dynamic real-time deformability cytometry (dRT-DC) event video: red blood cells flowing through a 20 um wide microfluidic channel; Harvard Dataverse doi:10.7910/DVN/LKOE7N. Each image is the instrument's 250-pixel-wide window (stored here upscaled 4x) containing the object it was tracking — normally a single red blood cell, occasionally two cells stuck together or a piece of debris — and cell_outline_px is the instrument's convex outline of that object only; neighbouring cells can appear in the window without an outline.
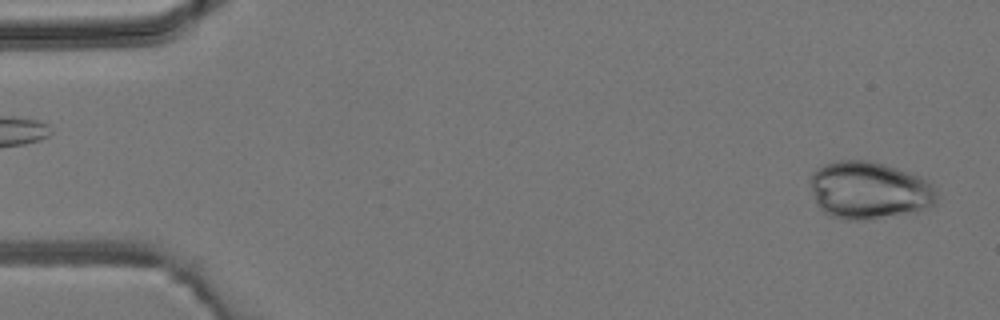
{"species": "common noctule bat (a hibernating species)", "species_latin": "Nyctalus noctula", "temperature_condition": "room temperature", "stored_images_in_passage": 5, "camera_frame_rate_fps": 3000, "um_per_image_px": 0.085, "animal": {"sex": "male", "body_mass_g": 19.2, "forearm_length_mm": 51.8}, "frame": {"image": 1, "passage_image": 5, "time_ms": 5.333, "image_size_px": [1000, 320], "cell_outline_px": [[936, 204], [916, 212], [864, 220], [848, 220], [832, 216], [824, 212], [816, 204], [812, 188], [812, 172], [816, 168], [824, 164], [840, 160], [864, 160], [884, 164], [920, 176], [932, 184], [936, 192]], "centroid_in_image_um": [73.89, 16.18], "position_along_channel_um": 11.1, "area_um2": 42.25}}